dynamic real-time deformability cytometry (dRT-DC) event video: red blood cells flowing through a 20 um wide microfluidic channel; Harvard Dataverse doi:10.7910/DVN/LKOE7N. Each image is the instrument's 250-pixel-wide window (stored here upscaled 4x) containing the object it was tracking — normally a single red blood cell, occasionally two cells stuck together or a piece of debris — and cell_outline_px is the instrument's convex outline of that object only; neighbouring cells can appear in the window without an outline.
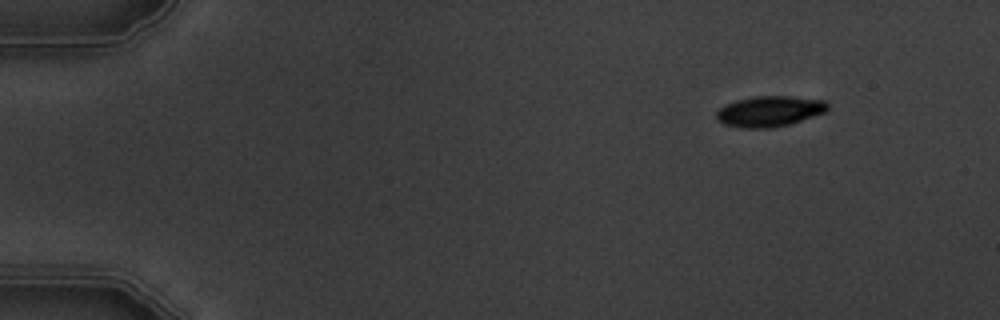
{"species": "common noctule bat (a hibernating species)", "species_latin": "Nyctalus noctula", "temperature_condition": "warm", "stored_images_in_passage": 6, "segment_of_instrument_passage": [2, 2], "camera_frame_rate_fps": 3000, "um_per_image_px": 0.085, "animal": {"sex": "male", "body_mass_g": 19.5, "forearm_length_mm": 54.6}, "frame": {"image": 1, "passage_image": 6, "time_ms": 6.667, "image_size_px": [1000, 320], "cell_outline_px": [[828, 108], [824, 112], [788, 124], [768, 128], [744, 128], [724, 124], [716, 116], [716, 112], [720, 108], [736, 100], [752, 96], [792, 96], [824, 100], [828, 104]], "centroid_in_image_um": [65.4, 9.44], "position_along_channel_um": 19.6, "area_um2": 19.54}}